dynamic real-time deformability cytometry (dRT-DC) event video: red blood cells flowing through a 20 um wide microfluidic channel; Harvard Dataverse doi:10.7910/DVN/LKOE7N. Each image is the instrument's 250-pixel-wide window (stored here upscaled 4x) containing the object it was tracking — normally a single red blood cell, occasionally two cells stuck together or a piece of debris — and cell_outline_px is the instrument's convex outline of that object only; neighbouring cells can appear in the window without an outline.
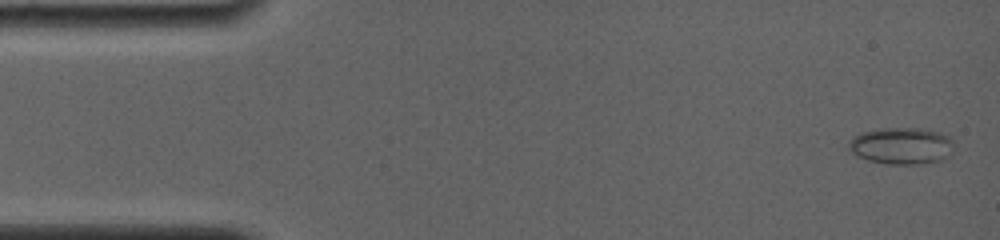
{"species": "common noctule bat (a hibernating species)", "species_latin": "Nyctalus noctula", "temperature_condition": "room temperature", "stored_images_in_passage": 66, "camera_frame_rate_fps": 4000, "um_per_image_px": 0.085, "animal": {"sex": "female", "body_mass_g": 19.0, "forearm_length_mm": 56.7}, "frame": {"image": 1, "passage_image": 2, "time_ms": 0.25, "image_size_px": [1000, 240], "cell_outline_px": [[952, 152], [944, 160], [916, 164], [888, 164], [868, 160], [852, 152], [848, 148], [848, 144], [860, 132], [888, 128], [916, 128], [940, 132], [948, 136], [952, 140]], "centroid_in_image_um": [76.66, 12.4], "position_along_channel_um": 8.3, "area_um2": 22.31}}
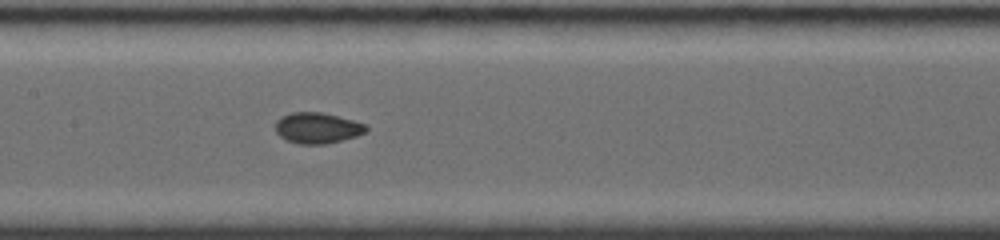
{"frame": {"image": 2, "passage_image": 32, "time_ms": 7.75, "image_size_px": [1000, 240], "cell_outline_px": [[368, 128], [364, 132], [356, 136], [328, 144], [300, 144], [288, 140], [280, 136], [276, 132], [276, 120], [280, 116], [292, 112], [324, 112], [352, 120], [364, 124]], "centroid_in_image_um": [26.95, 10.87], "position_along_channel_um": 180.5, "area_um2": 16.24}}
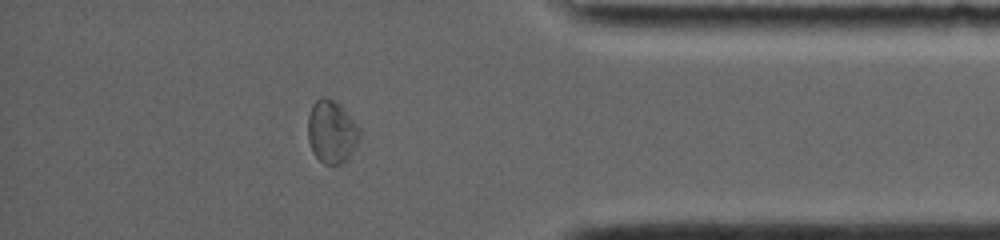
{"frame": {"image": 3, "passage_image": 57, "time_ms": 14.0, "image_size_px": [1000, 240], "cell_outline_px": [[360, 136], [356, 144], [348, 156], [340, 164], [324, 164], [312, 152], [308, 140], [308, 116], [312, 104], [320, 96], [324, 96], [340, 104], [360, 128]], "centroid_in_image_um": [28.16, 11.17], "position_along_channel_um": 407.0, "area_um2": 18.79}, "authors_computed_cell_mechanics": {"area_um2": 16.6464, "velocity_mm_per_s": 3.8416, "shape_relaxation_time_tau1_ms": null, "shape_relaxation_time_tau2_ms": 1.5246, "deformation_change_tau1": null, "deformation_change_tau2": 0.0425}}